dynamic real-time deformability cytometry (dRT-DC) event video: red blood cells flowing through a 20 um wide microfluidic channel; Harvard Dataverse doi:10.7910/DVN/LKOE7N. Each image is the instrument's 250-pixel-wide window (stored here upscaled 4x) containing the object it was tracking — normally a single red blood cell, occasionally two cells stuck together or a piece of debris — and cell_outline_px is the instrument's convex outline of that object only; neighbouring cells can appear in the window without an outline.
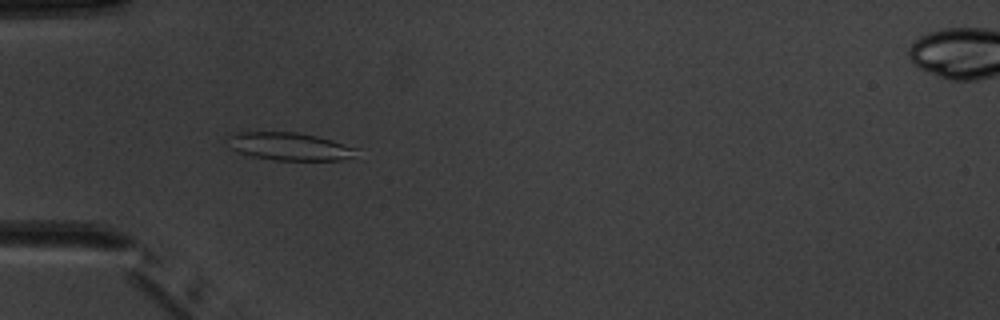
{"species": "common noctule bat (a hibernating species)", "species_latin": "Nyctalus noctula", "temperature_condition": "warm", "stored_images_in_passage": 4, "camera_frame_rate_fps": 3000, "um_per_image_px": 0.085, "animal": {"sex": "male", "body_mass_g": 20.1, "forearm_length_mm": 53.5}, "frame": {"image": 1, "passage_image": 4, "time_ms": 3.667, "image_size_px": [1000, 320], "cell_outline_px": [[360, 148], [352, 156], [340, 160], [276, 160], [252, 156], [236, 152], [232, 148], [228, 136], [236, 132], [296, 132], [316, 136], [332, 140]], "centroid_in_image_um": [24.62, 12.44], "position_along_channel_um": 60.4, "area_um2": 20.69}}